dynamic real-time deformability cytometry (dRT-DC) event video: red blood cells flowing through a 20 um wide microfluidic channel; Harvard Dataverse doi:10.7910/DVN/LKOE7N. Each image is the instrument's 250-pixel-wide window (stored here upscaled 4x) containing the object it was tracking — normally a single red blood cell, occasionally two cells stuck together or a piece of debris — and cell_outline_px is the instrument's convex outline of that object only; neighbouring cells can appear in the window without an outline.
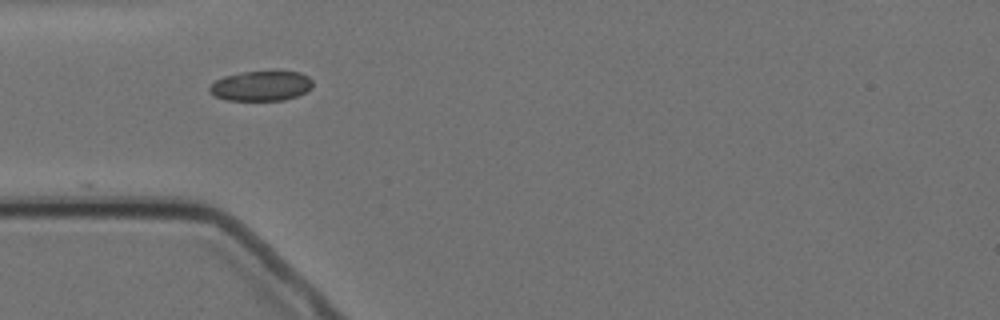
{"species": "Egyptian fruit bat (a non-hibernating species)", "species_latin": "Rousettus aegyptiacus", "temperature_condition": "cold", "stored_images_in_passage": 3, "camera_frame_rate_fps": 3000, "um_per_image_px": 0.085, "animal": {"sex": "female"}, "frame": {"image": 1, "passage_image": 2, "time_ms": 2.0, "image_size_px": [1000, 320], "cell_outline_px": [[312, 88], [296, 96], [284, 100], [224, 100], [208, 92], [208, 88], [216, 80], [224, 76], [240, 72], [300, 72], [308, 76], [312, 80]], "centroid_in_image_um": [22.17, 7.31], "position_along_channel_um": 62.8, "area_um2": 17.92}}
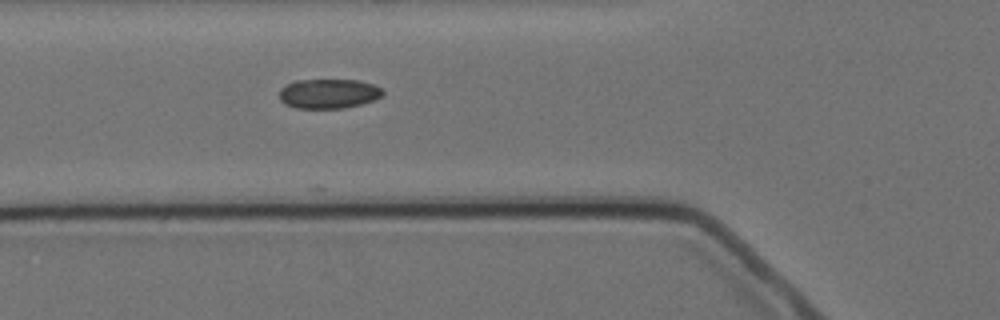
{"frame": {"image": 2, "passage_image": 3, "time_ms": 3.0, "image_size_px": [1000, 320], "cell_outline_px": [[384, 92], [376, 100], [344, 108], [296, 108], [284, 104], [280, 100], [280, 88], [296, 80], [356, 80], [372, 84], [380, 88]], "centroid_in_image_um": [27.91, 7.96], "position_along_channel_um": 97.9, "area_um2": 17.74}}